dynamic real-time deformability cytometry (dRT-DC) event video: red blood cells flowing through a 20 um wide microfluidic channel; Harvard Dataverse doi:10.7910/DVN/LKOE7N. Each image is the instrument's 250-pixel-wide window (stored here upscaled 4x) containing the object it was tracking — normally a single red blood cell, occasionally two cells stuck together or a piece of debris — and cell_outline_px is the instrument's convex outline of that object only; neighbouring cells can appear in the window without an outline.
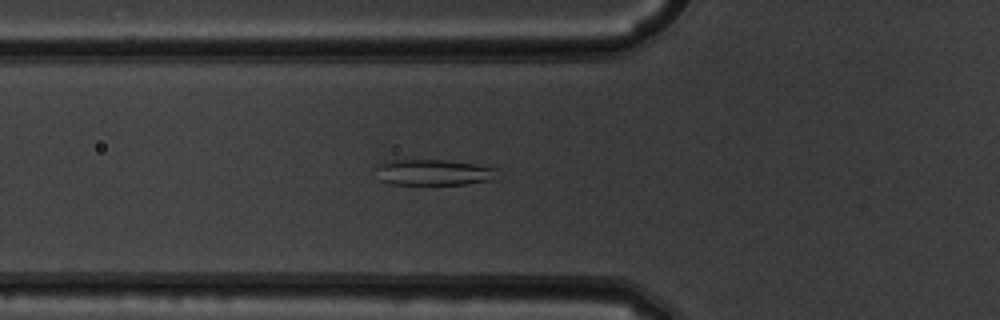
{"species": "common noctule bat (a hibernating species)", "species_latin": "Nyctalus noctula", "temperature_condition": "warm", "stored_images_in_passage": 50, "camera_frame_rate_fps": 3000, "um_per_image_px": 0.085, "animal": {"sex": "male", "body_mass_g": 19.5, "forearm_length_mm": 54.6}, "frame": {"image": 1, "passage_image": 16, "time_ms": 5.0, "image_size_px": [1000, 320], "cell_outline_px": [[500, 180], [464, 184], [392, 184], [380, 180], [372, 168], [376, 164], [388, 160], [444, 160], [472, 164], [496, 168]], "centroid_in_image_um": [36.83, 14.65], "position_along_channel_um": 89.0, "area_um2": 18.73}}
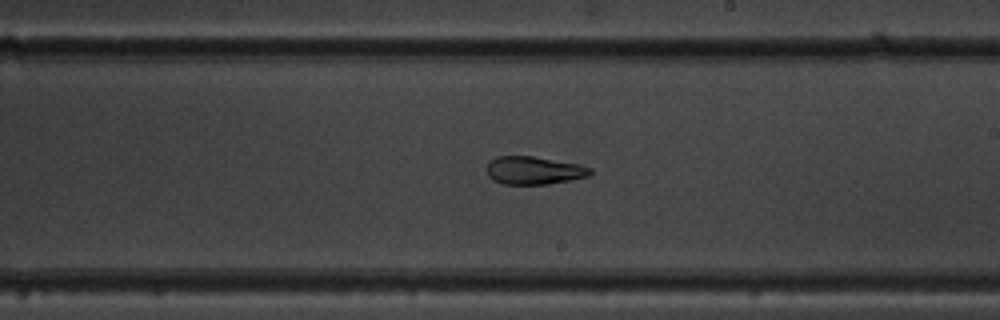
{"frame": {"image": 2, "passage_image": 28, "time_ms": 9.0, "image_size_px": [1000, 320], "cell_outline_px": [[592, 172], [588, 176], [548, 184], [504, 184], [492, 180], [488, 176], [488, 164], [496, 156], [532, 156], [580, 164], [592, 168]], "centroid_in_image_um": [45.39, 14.48], "position_along_channel_um": 243.6, "area_um2": 16.76}}
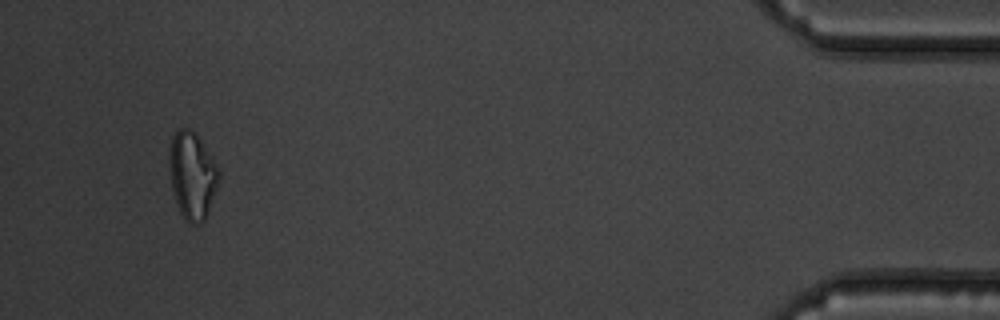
{"frame": {"image": 3, "passage_image": 47, "time_ms": 15.333, "image_size_px": [1000, 320], "cell_outline_px": [[220, 176], [208, 212], [204, 220], [200, 224], [188, 224], [184, 220], [180, 212], [172, 188], [168, 164], [168, 148], [172, 136], [176, 128], [188, 128], [196, 132], [212, 156], [220, 172]], "centroid_in_image_um": [16.32, 14.87], "position_along_channel_um": 418.9, "area_um2": 25.55}, "authors_computed_cell_mechanics": {"area_um2": 21.3571, "velocity_mm_per_s": 3.8695, "shape_relaxation_time_tau1_ms": null, "shape_relaxation_time_tau2_ms": 4.0035, "deformation_change_tau1": null, "deformation_change_tau2": 0.1035}}